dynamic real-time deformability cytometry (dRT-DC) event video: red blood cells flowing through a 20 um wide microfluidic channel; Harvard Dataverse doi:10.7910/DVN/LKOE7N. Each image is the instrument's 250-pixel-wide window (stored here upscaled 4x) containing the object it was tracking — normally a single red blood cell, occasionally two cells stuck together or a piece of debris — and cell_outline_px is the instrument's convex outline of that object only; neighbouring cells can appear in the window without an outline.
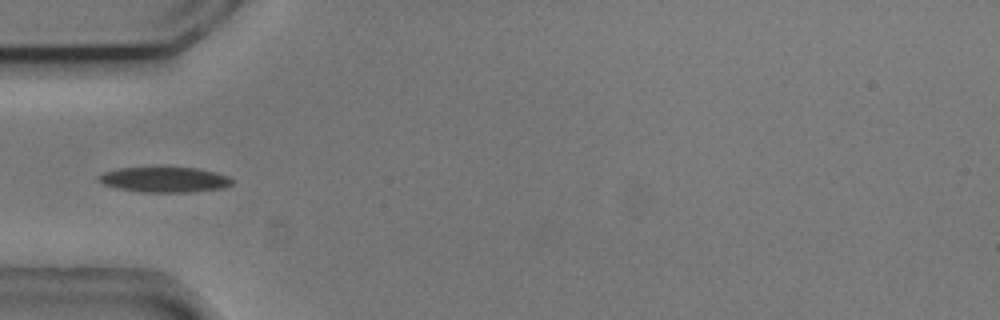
{"species": "common noctule bat (a hibernating species)", "species_latin": "Nyctalus noctula", "temperature_condition": "cold", "stored_images_in_passage": 37, "camera_frame_rate_fps": 3000, "um_per_image_px": 0.085, "animal": {"sex": "male", "body_mass_g": 20.5, "forearm_length_mm": 52.5}, "frame": {"image": 1, "passage_image": 1, "time_ms": 0.0, "image_size_px": [1000, 320], "cell_outline_px": [[232, 184], [224, 188], [192, 192], [140, 192], [116, 188], [104, 184], [100, 180], [100, 176], [104, 172], [116, 168], [196, 168], [216, 172], [228, 176], [232, 180]], "centroid_in_image_um": [14.02, 15.28], "position_along_channel_um": 71.0, "area_um2": 19.48}}
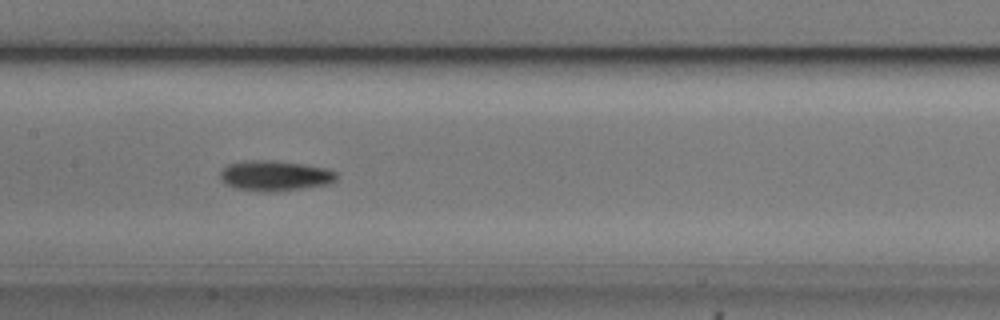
{"frame": {"image": 2, "passage_image": 10, "time_ms": 3.0, "image_size_px": [1000, 320], "cell_outline_px": [[340, 176], [336, 180], [328, 184], [272, 192], [260, 192], [236, 188], [224, 184], [220, 180], [220, 172], [228, 164], [244, 160], [268, 160], [304, 164], [328, 168], [336, 172]], "centroid_in_image_um": [23.36, 14.93], "position_along_channel_um": 184.0, "area_um2": 20.75}}
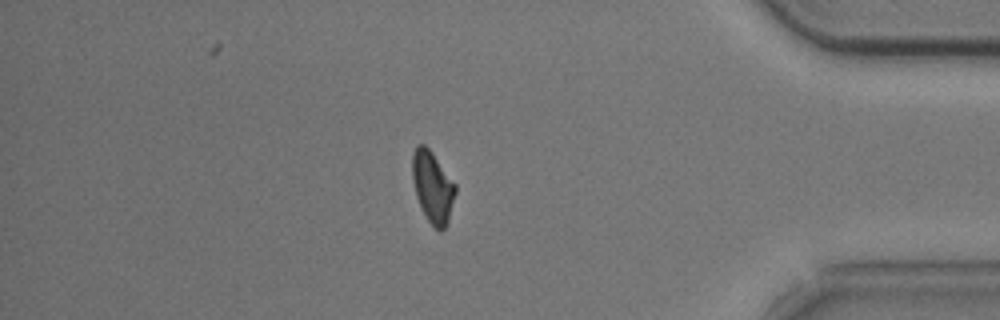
{"frame": {"image": 3, "passage_image": 30, "time_ms": 9.667, "image_size_px": [1000, 320], "cell_outline_px": [[456, 192], [448, 224], [440, 232], [428, 220], [416, 196], [412, 180], [412, 152], [416, 144], [424, 144], [432, 152], [456, 184]], "centroid_in_image_um": [36.77, 15.86], "position_along_channel_um": 398.4, "area_um2": 17.98}, "authors_computed_cell_mechanics": {"area_um2": 18.8428, "velocity_mm_per_s": 3.7257, "shape_relaxation_time_tau1_ms": 3.8304, "shape_relaxation_time_tau2_ms": null, "deformation_change_tau1": 0.1288, "deformation_change_tau2": null}}